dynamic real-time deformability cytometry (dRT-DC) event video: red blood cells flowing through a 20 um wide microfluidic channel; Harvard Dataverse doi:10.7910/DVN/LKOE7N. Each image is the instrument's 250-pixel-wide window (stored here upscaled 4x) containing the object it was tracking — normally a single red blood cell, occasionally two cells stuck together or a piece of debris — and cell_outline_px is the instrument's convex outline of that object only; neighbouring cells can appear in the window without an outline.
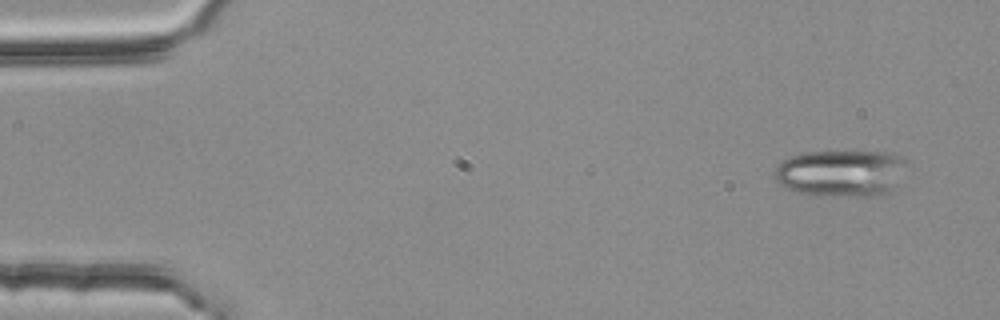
{"species": "common noctule bat (a hibernating species)", "species_latin": "Nyctalus noctula", "temperature_condition": "room temperature", "stored_images_in_passage": 4, "camera_frame_rate_fps": 3000, "um_per_image_px": 0.085, "animal": {"sex": "female", "body_mass_g": 25.1}, "frame": {"image": 1, "passage_image": 1, "time_ms": 0.0, "image_size_px": [1000, 320], "cell_outline_px": [[904, 160], [896, 192], [880, 196], [812, 196], [796, 192], [784, 188], [772, 176], [776, 168], [784, 160], [792, 156], [804, 152], [892, 152], [904, 156]], "centroid_in_image_um": [71.49, 14.75], "position_along_channel_um": 13.5, "area_um2": 36.65}}